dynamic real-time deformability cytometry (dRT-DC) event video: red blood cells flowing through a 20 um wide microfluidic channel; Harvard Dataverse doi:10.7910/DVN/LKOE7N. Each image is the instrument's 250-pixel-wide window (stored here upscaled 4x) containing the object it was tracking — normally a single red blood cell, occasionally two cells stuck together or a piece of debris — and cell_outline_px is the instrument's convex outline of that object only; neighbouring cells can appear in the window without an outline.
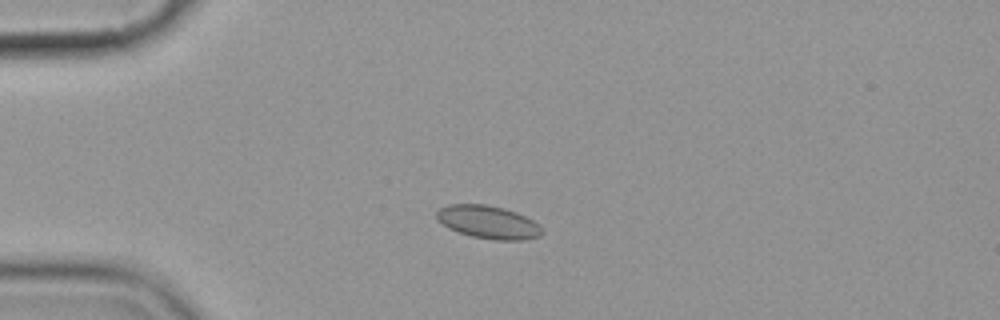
{"species": "common noctule bat (a hibernating species)", "species_latin": "Nyctalus noctula", "temperature_condition": "cold", "stored_images_in_passage": 4, "camera_frame_rate_fps": 3000, "um_per_image_px": 0.085, "animal": {"sex": "female", "body_mass_g": 19.9}, "frame": {"image": 1, "passage_image": 3, "time_ms": 2.333, "image_size_px": [1000, 320], "cell_outline_px": [[544, 232], [540, 236], [524, 240], [496, 240], [472, 236], [448, 228], [436, 220], [436, 212], [440, 208], [448, 204], [484, 204], [504, 208], [516, 212], [532, 220]], "centroid_in_image_um": [41.47, 18.88], "position_along_channel_um": 43.5, "area_um2": 20.17}}